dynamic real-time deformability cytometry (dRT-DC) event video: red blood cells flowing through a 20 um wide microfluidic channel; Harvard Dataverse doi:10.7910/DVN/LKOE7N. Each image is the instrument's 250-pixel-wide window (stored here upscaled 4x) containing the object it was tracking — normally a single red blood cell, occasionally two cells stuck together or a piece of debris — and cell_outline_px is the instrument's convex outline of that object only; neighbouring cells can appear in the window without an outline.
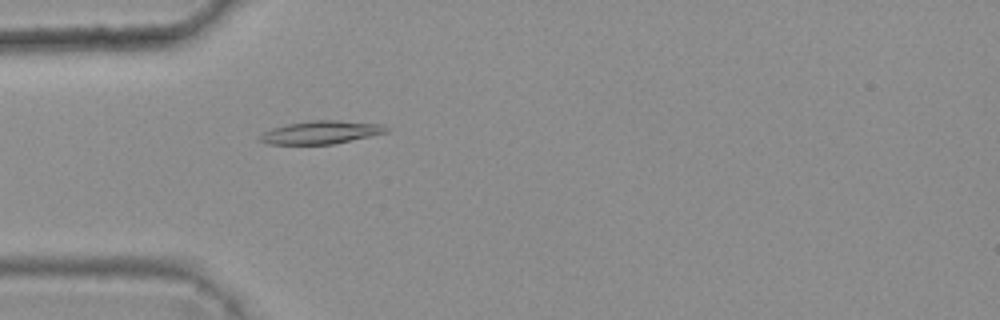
{"species": "common noctule bat (a hibernating species)", "species_latin": "Nyctalus noctula", "temperature_condition": "warm", "stored_images_in_passage": 4, "camera_frame_rate_fps": 3000, "um_per_image_px": 0.085, "animal": {"sex": "female", "body_mass_g": 25.1}, "frame": {"image": 1, "passage_image": 4, "time_ms": 1.0, "image_size_px": [1000, 320], "cell_outline_px": [[388, 132], [332, 144], [268, 144], [260, 140], [260, 136], [264, 132], [272, 128], [288, 124], [312, 120], [336, 120], [384, 124], [388, 128]], "centroid_in_image_um": [27.31, 11.24], "position_along_channel_um": 57.7, "area_um2": 16.76}}